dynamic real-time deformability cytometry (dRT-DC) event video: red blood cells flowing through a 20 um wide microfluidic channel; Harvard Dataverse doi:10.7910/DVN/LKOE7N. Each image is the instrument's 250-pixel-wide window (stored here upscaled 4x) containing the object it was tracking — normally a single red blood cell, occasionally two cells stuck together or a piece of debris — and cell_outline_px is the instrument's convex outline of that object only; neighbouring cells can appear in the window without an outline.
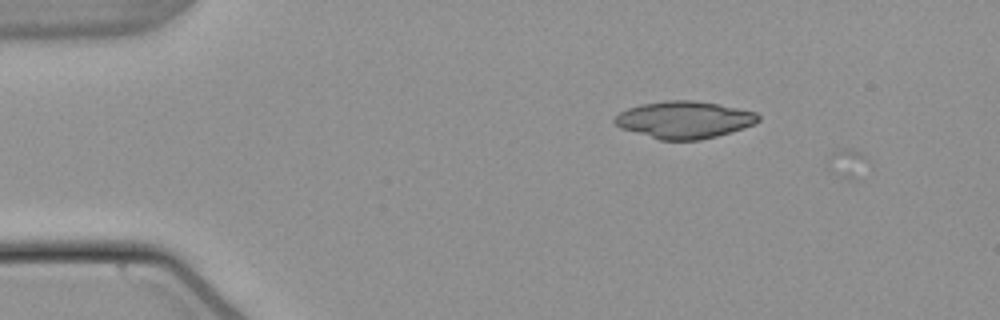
{"species": "common noctule bat (a hibernating species)", "species_latin": "Nyctalus noctula", "temperature_condition": "warm", "stored_images_in_passage": 3, "camera_frame_rate_fps": 3000, "um_per_image_px": 0.085, "animal": {"sex": "male", "body_mass_g": 21.5, "forearm_length_mm": 52.0}, "frame": {"image": 1, "passage_image": 1, "time_ms": 0.0, "image_size_px": [1000, 320], "cell_outline_px": [[760, 120], [744, 128], [732, 132], [700, 140], [660, 140], [620, 128], [612, 120], [620, 112], [628, 108], [640, 104], [668, 100], [692, 100], [720, 104], [756, 112], [760, 116]], "centroid_in_image_um": [58.16, 10.18], "position_along_channel_um": 26.8, "area_um2": 31.15}}